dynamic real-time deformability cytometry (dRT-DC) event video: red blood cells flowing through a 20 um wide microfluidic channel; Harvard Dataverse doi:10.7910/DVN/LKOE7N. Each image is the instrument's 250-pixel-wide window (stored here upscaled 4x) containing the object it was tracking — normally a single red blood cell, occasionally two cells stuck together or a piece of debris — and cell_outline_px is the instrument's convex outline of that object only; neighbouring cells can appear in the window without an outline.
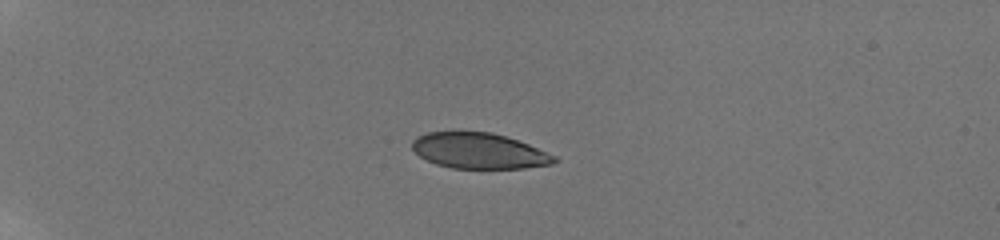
{"species": "human", "species_latin": "Homo sapiens", "temperature_condition": "room temperature", "stored_images_in_passage": 7, "segment_of_instrument_passage": [2, 2], "camera_frame_rate_fps": 3000, "um_per_image_px": 0.085, "donor": {"sex": "male"}, "frame": {"image": 1, "passage_image": 7, "time_ms": 1.0, "image_size_px": [1000, 240], "cell_outline_px": [[560, 160], [552, 164], [524, 168], [452, 168], [436, 164], [420, 156], [412, 148], [412, 140], [416, 136], [428, 132], [492, 132], [528, 144], [556, 156]], "centroid_in_image_um": [40.72, 12.82], "position_along_channel_um": 44.3, "area_um2": 29.36}}